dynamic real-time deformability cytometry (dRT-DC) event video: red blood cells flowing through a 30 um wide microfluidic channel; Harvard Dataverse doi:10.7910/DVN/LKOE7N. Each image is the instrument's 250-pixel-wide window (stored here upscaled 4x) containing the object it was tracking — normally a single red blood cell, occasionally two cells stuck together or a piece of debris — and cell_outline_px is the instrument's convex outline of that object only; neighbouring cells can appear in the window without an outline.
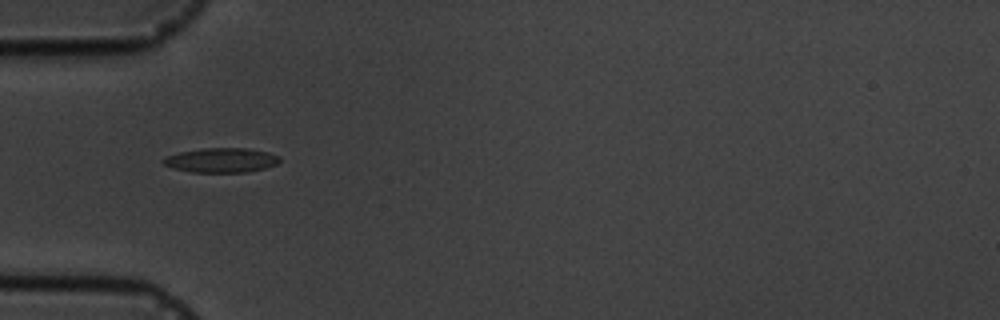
{"species": "common noctule bat (a hibernating species)", "species_latin": "Nyctalus noctula", "temperature_condition": "cold", "stored_images_in_passage": 8, "camera_frame_rate_fps": 3000, "um_per_image_px": 0.085, "animal": {"sex": "male", "body_mass_g": 19.5, "forearm_length_mm": 54.6}, "frame": {"image": 1, "passage_image": 4, "time_ms": 3.667, "image_size_px": [1000, 320], "cell_outline_px": [[280, 160], [276, 164], [264, 168], [248, 172], [192, 172], [172, 168], [164, 164], [160, 160], [164, 156], [180, 152], [204, 148], [248, 148], [268, 152], [280, 156]], "centroid_in_image_um": [18.78, 13.61], "position_along_channel_um": 66.2, "area_um2": 16.7}}
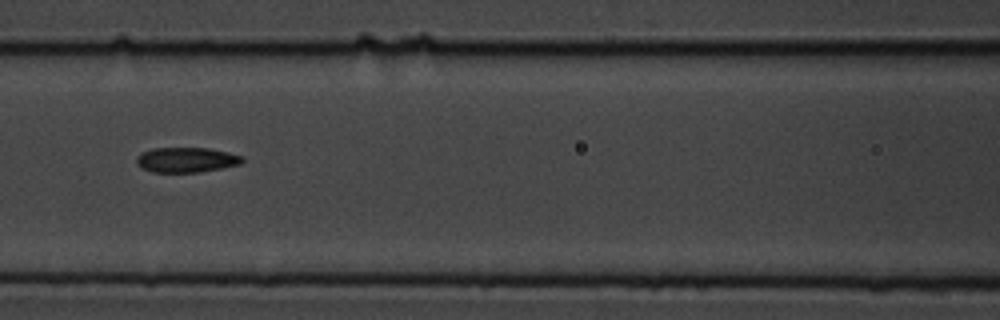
{"frame": {"image": 2, "passage_image": 6, "time_ms": 6.0, "image_size_px": [1000, 320], "cell_outline_px": [[244, 160], [240, 164], [200, 172], [152, 172], [140, 168], [136, 164], [136, 156], [140, 152], [152, 148], [208, 148], [228, 152], [244, 156]], "centroid_in_image_um": [15.8, 13.58], "position_along_channel_um": 150.8, "area_um2": 15.61}}
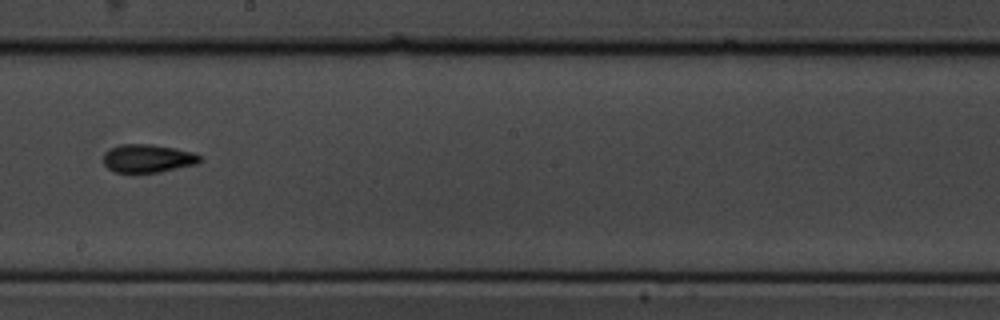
{"frame": {"image": 3, "passage_image": 8, "time_ms": 8.333, "image_size_px": [1000, 320], "cell_outline_px": [[200, 160], [196, 164], [160, 172], [132, 176], [116, 172], [108, 168], [104, 164], [104, 152], [108, 148], [120, 144], [152, 144], [176, 148], [196, 152], [200, 156]], "centroid_in_image_um": [12.52, 13.49], "position_along_channel_um": 235.7, "area_um2": 16.59}}